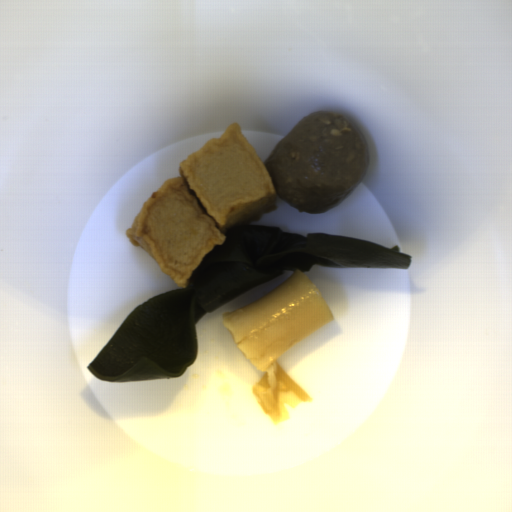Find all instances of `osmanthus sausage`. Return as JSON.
Instances as JSON below:
<instances>
[{
    "label": "osmanthus sausage",
    "mask_w": 512,
    "mask_h": 512,
    "mask_svg": "<svg viewBox=\"0 0 512 512\" xmlns=\"http://www.w3.org/2000/svg\"><path fill=\"white\" fill-rule=\"evenodd\" d=\"M221 318L239 352L265 372L285 351L334 320L323 293L300 269L264 297Z\"/></svg>",
    "instance_id": "obj_1"
}]
</instances>
